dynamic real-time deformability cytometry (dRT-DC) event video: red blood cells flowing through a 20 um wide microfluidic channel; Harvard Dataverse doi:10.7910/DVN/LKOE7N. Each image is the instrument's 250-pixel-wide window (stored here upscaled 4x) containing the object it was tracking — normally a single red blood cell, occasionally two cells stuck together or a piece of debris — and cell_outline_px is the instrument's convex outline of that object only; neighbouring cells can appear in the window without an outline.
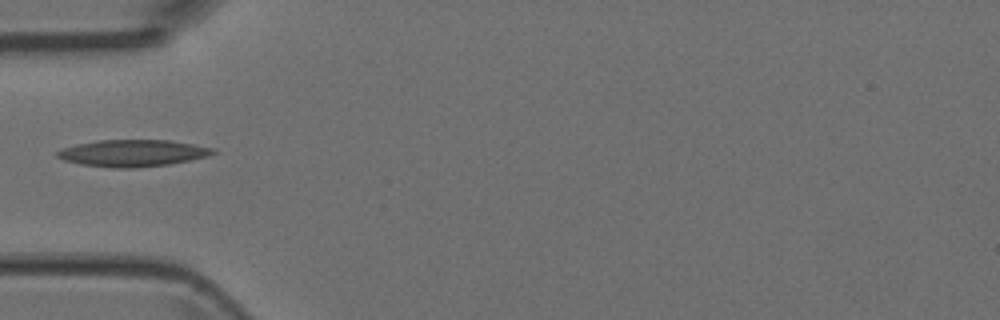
{"species": "Egyptian fruit bat (a non-hibernating species)", "species_latin": "Rousettus aegyptiacus", "temperature_condition": "room temperature", "stored_images_in_passage": 2, "camera_frame_rate_fps": 3000, "um_per_image_px": 0.085, "animal": {"sex": "female"}, "frame": {"image": 1, "passage_image": 1, "time_ms": 0.0, "image_size_px": [1000, 320], "cell_outline_px": [[216, 152], [208, 156], [168, 164], [132, 168], [112, 168], [80, 164], [64, 160], [56, 156], [56, 152], [64, 148], [76, 144], [100, 140], [172, 140], [216, 148]], "centroid_in_image_um": [11.29, 13.01], "position_along_channel_um": 73.7, "area_um2": 24.28}}
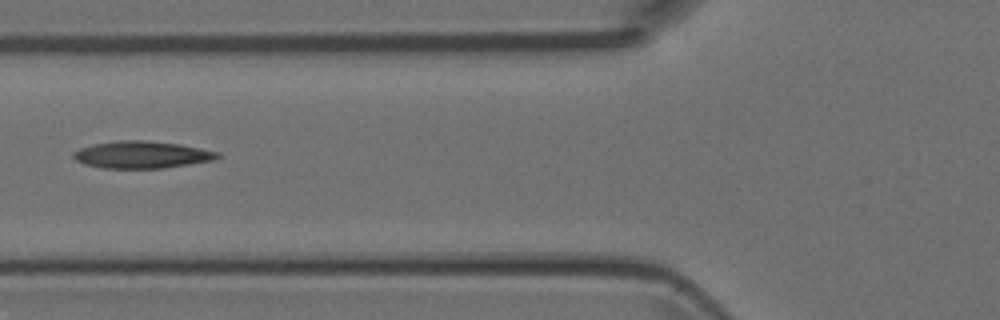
{"frame": {"image": 2, "passage_image": 2, "time_ms": 0.333, "image_size_px": [1000, 320], "cell_outline_px": [[220, 156], [212, 160], [164, 168], [104, 168], [84, 164], [76, 160], [72, 156], [72, 152], [80, 148], [92, 144], [116, 140], [148, 140], [180, 144], [220, 152]], "centroid_in_image_um": [12.02, 13.14], "position_along_channel_um": 113.8, "area_um2": 22.83}}